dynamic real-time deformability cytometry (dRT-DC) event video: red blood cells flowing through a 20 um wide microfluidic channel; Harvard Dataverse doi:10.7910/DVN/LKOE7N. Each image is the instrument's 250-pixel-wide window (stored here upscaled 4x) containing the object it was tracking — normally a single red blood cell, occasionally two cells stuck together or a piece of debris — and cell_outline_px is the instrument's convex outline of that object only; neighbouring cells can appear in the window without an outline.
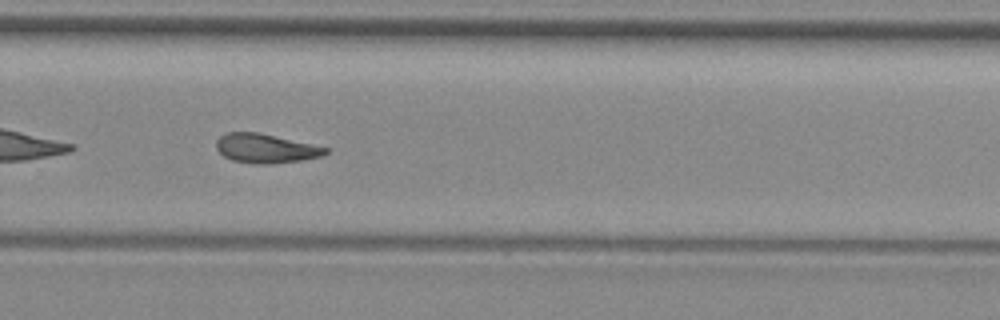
{"species": "common noctule bat (a hibernating species)", "species_latin": "Nyctalus noctula", "temperature_condition": "room temperature", "stored_images_in_passage": 40, "camera_frame_rate_fps": 3000, "um_per_image_px": 0.085, "animal": {"sex": "female", "body_mass_g": 29.2, "forearm_length_mm": 56.3}, "frame": {"image": 1, "passage_image": 23, "time_ms": 7.333, "image_size_px": [1000, 320], "cell_outline_px": [[328, 152], [324, 156], [300, 160], [268, 164], [252, 164], [232, 160], [224, 156], [216, 148], [216, 140], [220, 136], [228, 132], [260, 132], [312, 144], [328, 148]], "centroid_in_image_um": [22.57, 12.61], "position_along_channel_um": 307.2, "area_um2": 18.61}, "authors_computed_cell_mechanics": {"area_um2": 18.785, "velocity_mm_per_s": 3.9186, "shape_relaxation_time_tau1_ms": null, "shape_relaxation_time_tau2_ms": 8.4045, "deformation_change_tau1": null, "deformation_change_tau2": 0.1926}}